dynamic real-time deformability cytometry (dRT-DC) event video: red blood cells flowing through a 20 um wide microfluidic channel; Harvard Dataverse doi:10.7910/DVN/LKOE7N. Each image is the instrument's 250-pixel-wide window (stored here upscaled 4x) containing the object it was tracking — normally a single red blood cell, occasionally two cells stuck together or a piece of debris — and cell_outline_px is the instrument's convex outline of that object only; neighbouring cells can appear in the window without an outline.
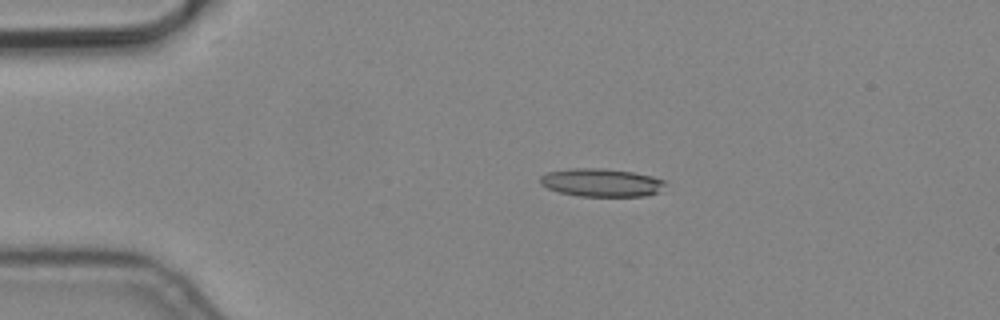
{"species": "common noctule bat (a hibernating species)", "species_latin": "Nyctalus noctula", "temperature_condition": "cold", "stored_images_in_passage": 3, "camera_frame_rate_fps": 3000, "um_per_image_px": 0.085, "animal": {"sex": "male", "body_mass_g": 19.2, "forearm_length_mm": 51.8}, "frame": {"image": 1, "passage_image": 1, "time_ms": 0.0, "image_size_px": [1000, 320], "cell_outline_px": [[664, 184], [656, 192], [648, 196], [580, 196], [560, 192], [548, 188], [540, 184], [540, 176], [548, 172], [572, 168], [604, 168], [632, 172], [652, 176], [664, 180]], "centroid_in_image_um": [51.08, 15.51], "position_along_channel_um": 33.9, "area_um2": 20.29}}
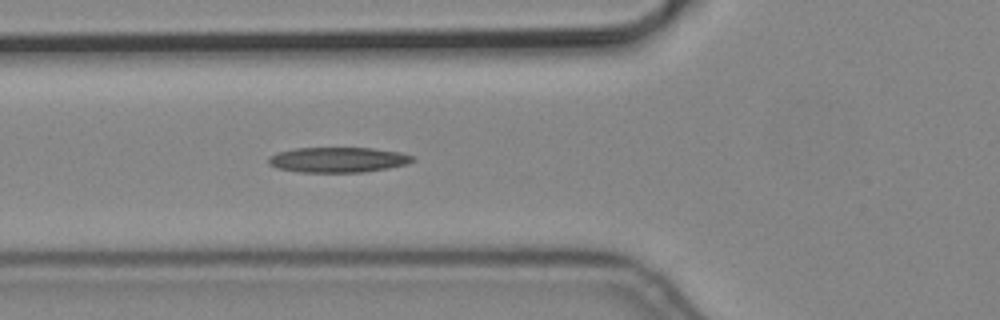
{"frame": {"image": 2, "passage_image": 3, "time_ms": 0.667, "image_size_px": [1000, 320], "cell_outline_px": [[416, 160], [408, 164], [388, 168], [364, 172], [296, 172], [276, 168], [268, 164], [268, 156], [276, 152], [296, 148], [372, 148], [400, 152], [416, 156]], "centroid_in_image_um": [28.73, 13.58], "position_along_channel_um": 97.1, "area_um2": 21.5}}